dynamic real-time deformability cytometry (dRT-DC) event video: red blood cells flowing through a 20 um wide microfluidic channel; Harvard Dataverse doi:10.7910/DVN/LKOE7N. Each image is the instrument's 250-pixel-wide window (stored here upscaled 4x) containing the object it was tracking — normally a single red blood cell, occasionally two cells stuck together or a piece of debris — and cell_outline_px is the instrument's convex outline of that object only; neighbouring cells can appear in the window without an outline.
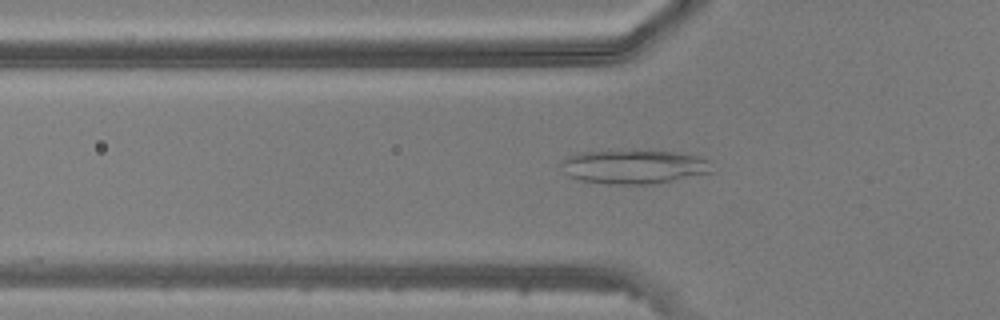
{"species": "common noctule bat (a hibernating species)", "species_latin": "Nyctalus noctula", "temperature_condition": "warm", "stored_images_in_passage": 47, "camera_frame_rate_fps": 3000, "um_per_image_px": 0.085, "animal": {"sex": "male", "body_mass_g": 20.5, "forearm_length_mm": 52.5}, "frame": {"image": 1, "passage_image": 16, "time_ms": 5.0, "image_size_px": [1000, 320], "cell_outline_px": [[712, 172], [656, 184], [608, 184], [580, 180], [568, 176], [560, 164], [568, 156], [580, 152], [676, 152], [700, 156], [708, 160]], "centroid_in_image_um": [53.89, 14.2], "position_along_channel_um": 71.9, "area_um2": 29.25}}
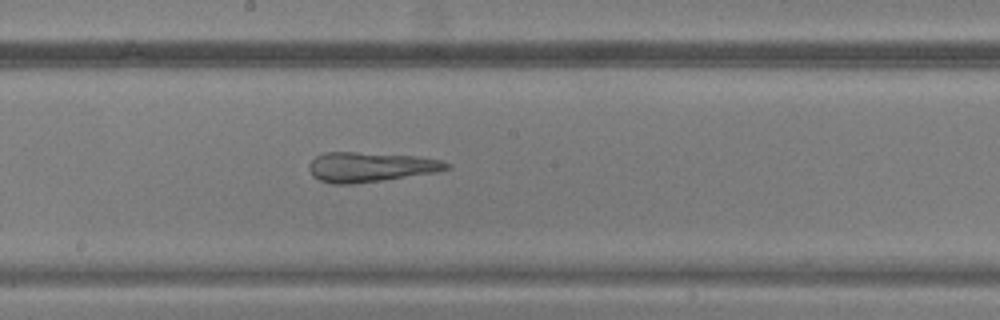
{"frame": {"image": 2, "passage_image": 26, "time_ms": 8.333, "image_size_px": [1000, 320], "cell_outline_px": [[452, 168], [436, 172], [352, 184], [332, 184], [320, 180], [312, 176], [308, 168], [308, 164], [316, 156], [324, 152], [356, 152], [416, 156], [440, 160], [452, 164]], "centroid_in_image_um": [31.47, 14.19], "position_along_channel_um": 216.7, "area_um2": 23.81}}
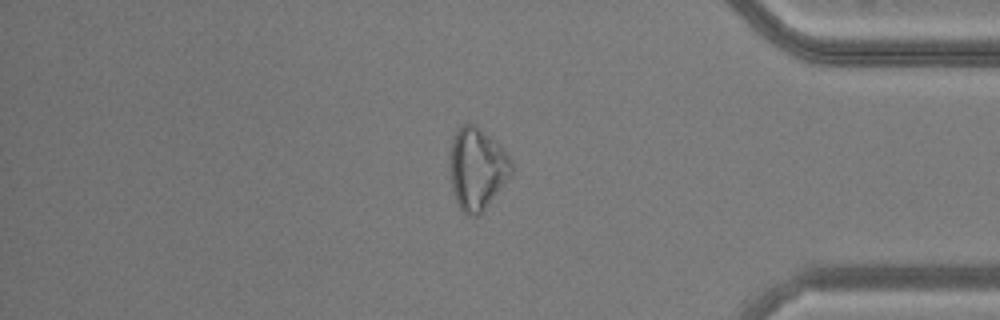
{"frame": {"image": 3, "passage_image": 40, "time_ms": 13.0, "image_size_px": [1000, 320], "cell_outline_px": [[512, 176], [480, 216], [468, 216], [460, 208], [456, 200], [452, 188], [452, 140], [456, 132], [464, 124], [476, 124], [512, 160]], "centroid_in_image_um": [40.59, 14.41], "position_along_channel_um": 394.6, "area_um2": 28.78}}